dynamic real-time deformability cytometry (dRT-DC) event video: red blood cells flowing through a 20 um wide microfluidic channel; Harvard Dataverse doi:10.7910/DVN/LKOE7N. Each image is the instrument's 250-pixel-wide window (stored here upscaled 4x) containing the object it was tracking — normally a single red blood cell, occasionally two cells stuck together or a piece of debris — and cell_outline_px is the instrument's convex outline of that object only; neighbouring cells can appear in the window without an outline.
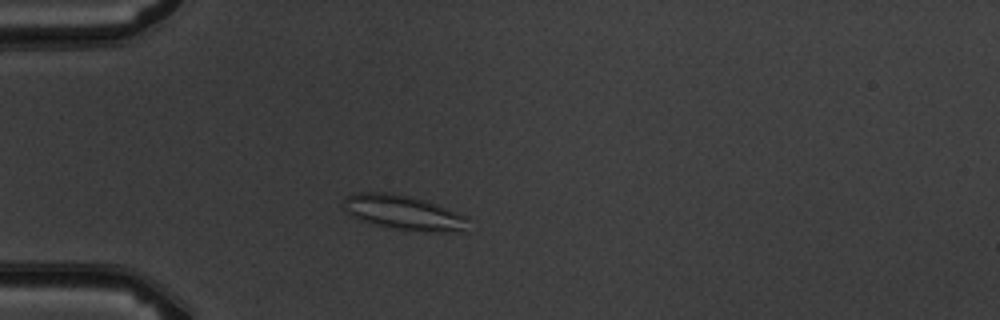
{"species": "common noctule bat (a hibernating species)", "species_latin": "Nyctalus noctula", "temperature_condition": "warm", "stored_images_in_passage": 1, "camera_frame_rate_fps": 3000, "um_per_image_px": 0.085, "animal": {"sex": "male", "body_mass_g": 19.5, "forearm_length_mm": 54.6}, "frame": {"image": 1, "passage_image": 1, "time_ms": 0.0, "image_size_px": [1000, 320], "cell_outline_px": [[468, 232], [424, 232], [392, 228], [372, 224], [360, 220], [352, 216], [344, 208], [344, 200], [352, 192], [392, 192], [412, 196], [428, 200], [468, 216]], "centroid_in_image_um": [34.38, 18.07], "position_along_channel_um": 50.6, "area_um2": 25.84}}